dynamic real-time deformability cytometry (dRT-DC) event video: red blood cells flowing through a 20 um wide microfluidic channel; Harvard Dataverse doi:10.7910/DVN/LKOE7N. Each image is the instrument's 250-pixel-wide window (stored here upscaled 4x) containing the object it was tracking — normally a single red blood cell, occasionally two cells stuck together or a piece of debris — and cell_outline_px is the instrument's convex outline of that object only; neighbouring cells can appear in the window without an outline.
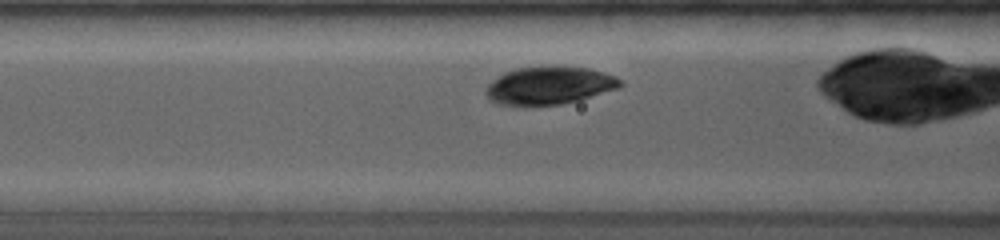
{"species": "common noctule bat (a hibernating species)", "species_latin": "Nyctalus noctula", "temperature_condition": "room temperature", "stored_images_in_passage": 5, "camera_frame_rate_fps": 4000, "um_per_image_px": 0.085, "animal": {"sex": "female", "body_mass_g": 19.0, "forearm_length_mm": 53.3}, "frame": {"image": 1, "passage_image": 4, "time_ms": 1.5, "image_size_px": [1000, 240], "cell_outline_px": [[624, 84], [620, 88], [580, 100], [560, 104], [532, 108], [520, 108], [500, 104], [488, 100], [484, 92], [484, 88], [492, 80], [504, 72], [516, 68], [588, 68], [604, 72], [616, 76]], "centroid_in_image_um": [46.63, 7.34], "position_along_channel_um": 120.0, "area_um2": 30.11}}